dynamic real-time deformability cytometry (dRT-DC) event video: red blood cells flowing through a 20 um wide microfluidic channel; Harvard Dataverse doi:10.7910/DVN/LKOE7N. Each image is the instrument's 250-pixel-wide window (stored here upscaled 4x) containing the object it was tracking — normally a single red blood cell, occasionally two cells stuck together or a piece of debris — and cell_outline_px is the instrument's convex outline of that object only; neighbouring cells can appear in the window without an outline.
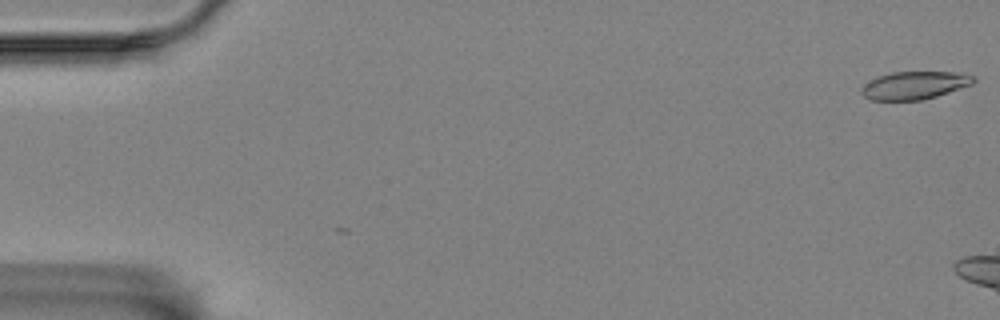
{"species": "Egyptian fruit bat (a non-hibernating species)", "species_latin": "Rousettus aegyptiacus", "temperature_condition": "room temperature", "stored_images_in_passage": 2, "camera_frame_rate_fps": 3000, "um_per_image_px": 0.085, "animal": {"sex": "female"}, "frame": {"image": 1, "passage_image": 2, "time_ms": 0.333, "image_size_px": [1000, 320], "cell_outline_px": [[976, 80], [972, 84], [936, 96], [920, 100], [872, 100], [864, 96], [860, 92], [860, 88], [864, 84], [876, 76], [892, 72], [952, 72], [976, 76]], "centroid_in_image_um": [77.69, 7.25], "position_along_channel_um": 7.3, "area_um2": 18.15}}